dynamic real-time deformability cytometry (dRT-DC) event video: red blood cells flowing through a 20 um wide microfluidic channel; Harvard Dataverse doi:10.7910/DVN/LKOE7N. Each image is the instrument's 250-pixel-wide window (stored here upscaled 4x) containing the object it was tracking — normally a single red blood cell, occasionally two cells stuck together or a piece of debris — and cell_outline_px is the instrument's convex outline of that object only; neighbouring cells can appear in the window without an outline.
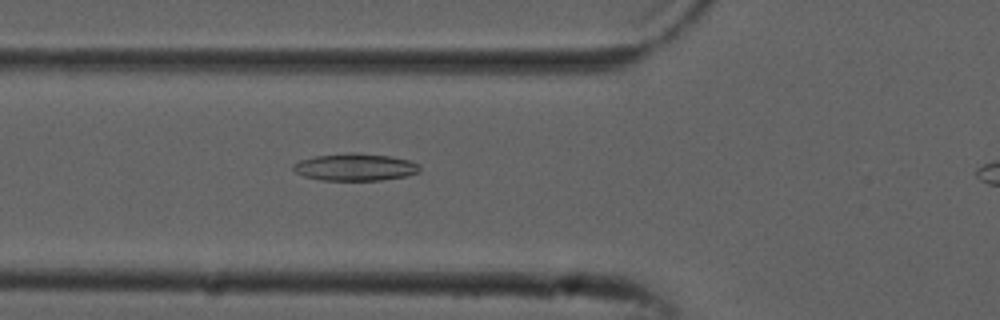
{"species": "common noctule bat (a hibernating species)", "species_latin": "Nyctalus noctula", "temperature_condition": "cold", "stored_images_in_passage": 39, "camera_frame_rate_fps": 3000, "um_per_image_px": 0.085, "animal": {"sex": "male", "forearm_length_mm": 52.5}, "frame": {"image": 1, "passage_image": 11, "time_ms": 3.333, "image_size_px": [1000, 320], "cell_outline_px": [[420, 172], [404, 176], [380, 180], [320, 180], [304, 176], [296, 172], [292, 168], [292, 164], [300, 160], [316, 156], [352, 152], [360, 152], [392, 156], [408, 160], [420, 164]], "centroid_in_image_um": [30.2, 14.19], "position_along_channel_um": 95.6, "area_um2": 20.17}}
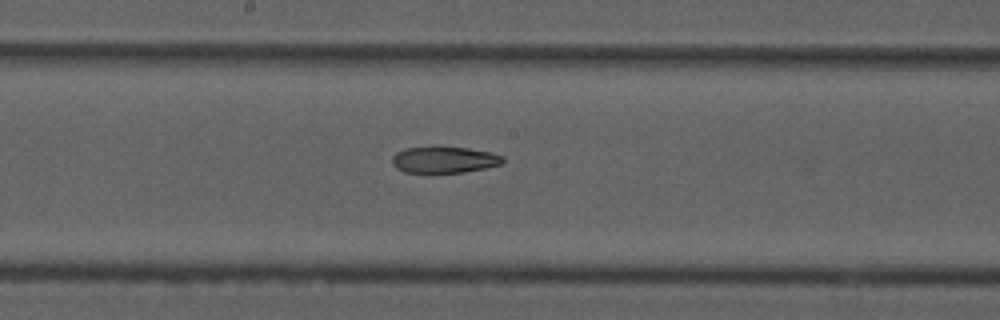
{"frame": {"image": 2, "passage_image": 20, "time_ms": 6.333, "image_size_px": [1000, 320], "cell_outline_px": [[504, 160], [500, 164], [484, 168], [464, 172], [404, 172], [396, 168], [392, 164], [392, 156], [396, 152], [404, 148], [436, 144], [440, 144], [468, 148], [492, 152], [504, 156]], "centroid_in_image_um": [37.72, 13.52], "position_along_channel_um": 210.5, "area_um2": 17.69}}
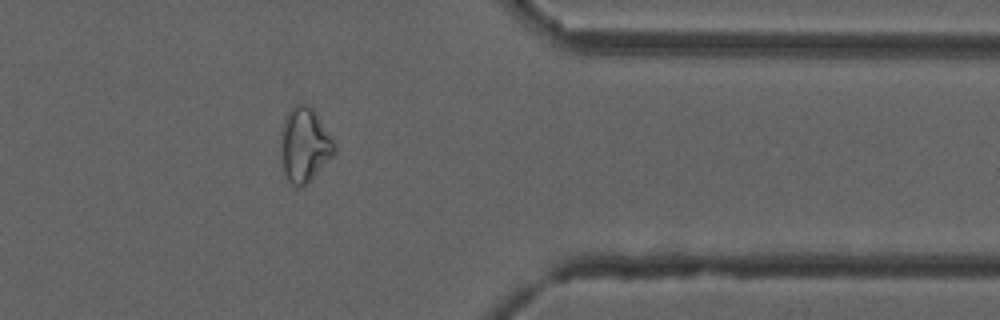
{"frame": {"image": 3, "passage_image": 35, "time_ms": 11.333, "image_size_px": [1000, 320], "cell_outline_px": [[336, 152], [308, 184], [300, 188], [296, 188], [288, 180], [284, 172], [280, 148], [280, 132], [284, 116], [296, 104], [308, 104], [316, 112], [332, 140], [336, 148]], "centroid_in_image_um": [25.86, 12.33], "position_along_channel_um": 385.5, "area_um2": 23.41}}